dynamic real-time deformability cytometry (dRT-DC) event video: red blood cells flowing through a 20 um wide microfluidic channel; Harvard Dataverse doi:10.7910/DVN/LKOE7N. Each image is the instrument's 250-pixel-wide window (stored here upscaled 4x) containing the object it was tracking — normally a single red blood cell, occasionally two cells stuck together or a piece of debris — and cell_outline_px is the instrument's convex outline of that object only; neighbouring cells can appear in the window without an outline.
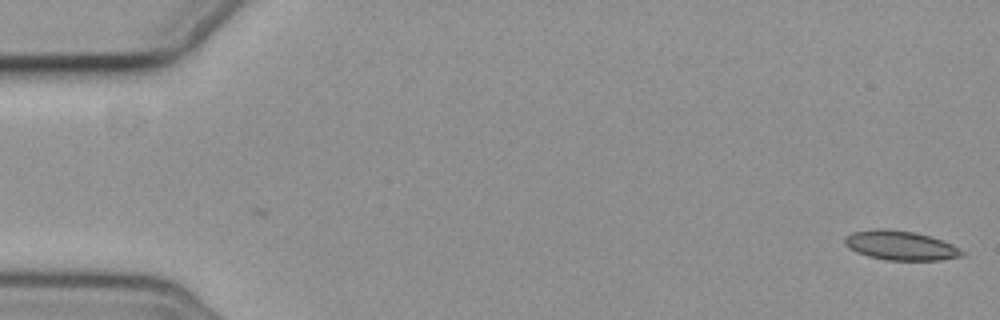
{"species": "common noctule bat (a hibernating species)", "species_latin": "Nyctalus noctula", "temperature_condition": "cold", "stored_images_in_passage": 10, "camera_frame_rate_fps": 3000, "um_per_image_px": 0.085, "animal": {"sex": "female", "body_mass_g": 19.3, "forearm_length_mm": 54.1}, "frame": {"image": 1, "passage_image": 1, "time_ms": 0.0, "image_size_px": [1000, 320], "cell_outline_px": [[964, 256], [940, 260], [888, 260], [868, 256], [856, 252], [848, 248], [844, 244], [844, 240], [852, 232], [880, 228], [916, 232], [952, 244], [960, 248], [964, 252]], "centroid_in_image_um": [76.55, 20.87], "position_along_channel_um": 8.5, "area_um2": 19.94}}
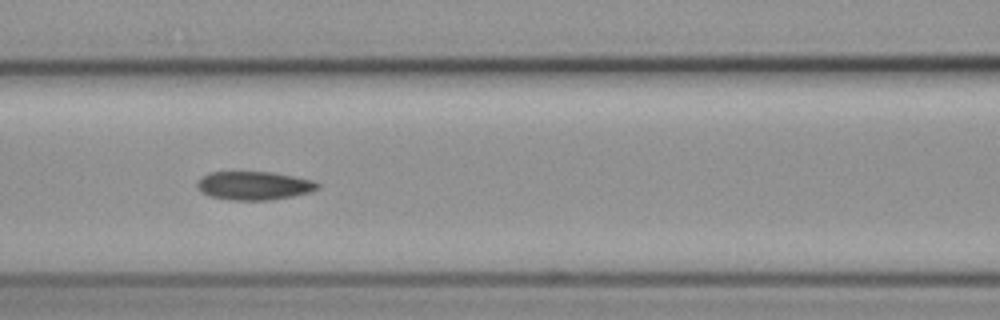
{"frame": {"image": 2, "passage_image": 7, "time_ms": 8.0, "image_size_px": [1000, 320], "cell_outline_px": [[320, 188], [312, 192], [292, 196], [268, 200], [232, 200], [212, 196], [200, 192], [196, 184], [204, 176], [212, 172], [272, 172], [312, 180], [320, 184]], "centroid_in_image_um": [21.63, 15.78], "position_along_channel_um": 145.0, "area_um2": 19.83}}
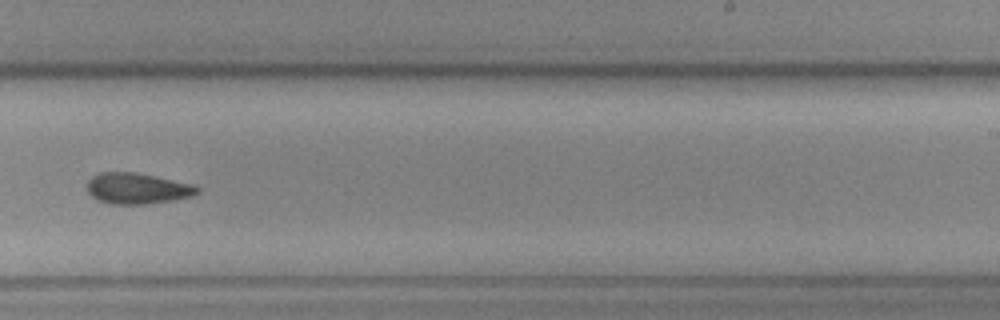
{"frame": {"image": 3, "passage_image": 10, "time_ms": 11.667, "image_size_px": [1000, 320], "cell_outline_px": [[200, 192], [192, 196], [172, 200], [148, 204], [112, 204], [96, 200], [88, 192], [88, 180], [92, 176], [100, 172], [132, 172], [156, 176], [192, 184], [200, 188]], "centroid_in_image_um": [11.67, 16.02], "position_along_channel_um": 277.3, "area_um2": 19.88}}